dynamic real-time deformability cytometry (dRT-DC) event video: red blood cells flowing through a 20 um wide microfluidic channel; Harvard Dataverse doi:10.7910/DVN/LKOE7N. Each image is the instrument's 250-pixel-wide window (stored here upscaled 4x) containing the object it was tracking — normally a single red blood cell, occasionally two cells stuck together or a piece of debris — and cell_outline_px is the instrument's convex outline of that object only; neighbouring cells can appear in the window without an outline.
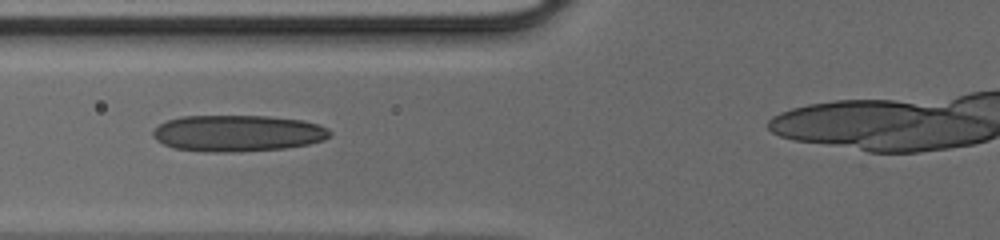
{"species": "human", "species_latin": "Homo sapiens", "temperature_condition": "cold", "stored_images_in_passage": 34, "camera_frame_rate_fps": 3000, "um_per_image_px": 0.085, "donor": {"sex": "male"}, "frame": {"image": 1, "passage_image": 11, "time_ms": 3.333, "image_size_px": [1000, 240], "cell_outline_px": [[332, 136], [324, 140], [308, 144], [284, 148], [236, 152], [208, 152], [176, 148], [164, 144], [156, 140], [152, 136], [152, 132], [160, 124], [168, 120], [180, 116], [268, 116], [304, 120], [320, 124], [328, 128], [332, 132]], "centroid_in_image_um": [20.25, 11.32], "position_along_channel_um": 105.6, "area_um2": 37.74}}
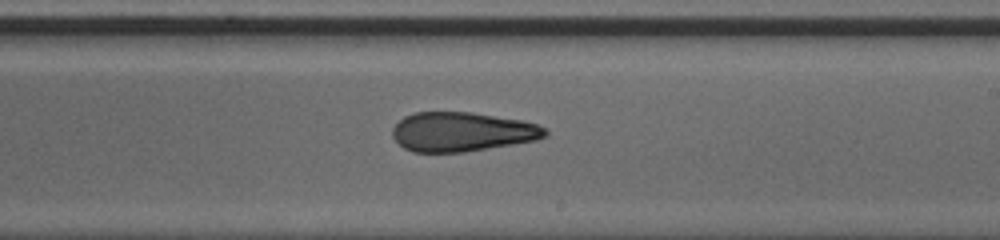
{"frame": {"image": 2, "passage_image": 21, "time_ms": 6.667, "image_size_px": [1000, 240], "cell_outline_px": [[548, 136], [536, 140], [464, 152], [412, 152], [404, 148], [392, 136], [392, 128], [404, 116], [416, 112], [472, 112], [520, 120], [536, 124], [544, 128], [548, 132]], "centroid_in_image_um": [39.25, 11.2], "position_along_channel_um": 249.7, "area_um2": 34.85}}
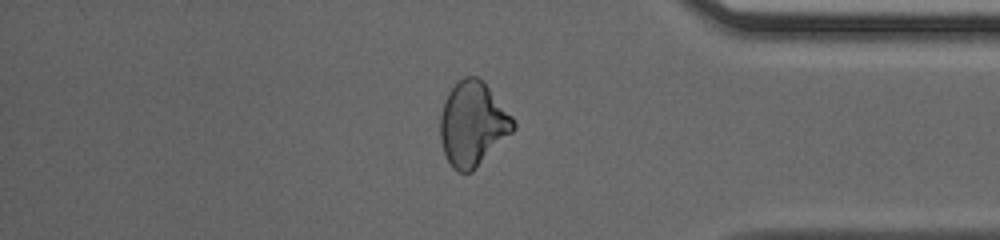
{"frame": {"image": 3, "passage_image": 32, "time_ms": 10.333, "image_size_px": [1000, 240], "cell_outline_px": [[516, 128], [472, 172], [456, 172], [452, 168], [444, 152], [440, 140], [440, 116], [448, 92], [464, 76], [476, 76], [488, 88], [512, 116], [516, 124]], "centroid_in_image_um": [40.17, 10.57], "position_along_channel_um": 395.0, "area_um2": 35.37}}